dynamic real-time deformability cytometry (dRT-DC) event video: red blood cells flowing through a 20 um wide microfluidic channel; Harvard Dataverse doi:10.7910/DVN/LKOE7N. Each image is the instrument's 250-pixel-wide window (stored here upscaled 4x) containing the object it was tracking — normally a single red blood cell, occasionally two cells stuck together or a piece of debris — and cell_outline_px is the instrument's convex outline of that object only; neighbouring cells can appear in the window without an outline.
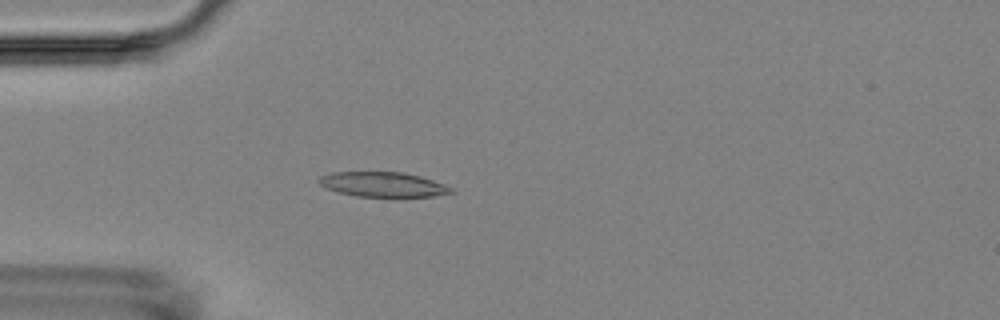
{"species": "Egyptian fruit bat (a non-hibernating species)", "species_latin": "Rousettus aegyptiacus", "temperature_condition": "room temperature", "stored_images_in_passage": 4, "camera_frame_rate_fps": 3000, "um_per_image_px": 0.085, "animal": {"sex": "female"}, "frame": {"image": 1, "passage_image": 4, "time_ms": 3.667, "image_size_px": [1000, 320], "cell_outline_px": [[456, 192], [432, 196], [356, 196], [336, 192], [320, 184], [320, 176], [332, 172], [404, 172], [420, 176], [444, 184], [452, 188]], "centroid_in_image_um": [32.56, 15.67], "position_along_channel_um": 52.4, "area_um2": 18.9}}